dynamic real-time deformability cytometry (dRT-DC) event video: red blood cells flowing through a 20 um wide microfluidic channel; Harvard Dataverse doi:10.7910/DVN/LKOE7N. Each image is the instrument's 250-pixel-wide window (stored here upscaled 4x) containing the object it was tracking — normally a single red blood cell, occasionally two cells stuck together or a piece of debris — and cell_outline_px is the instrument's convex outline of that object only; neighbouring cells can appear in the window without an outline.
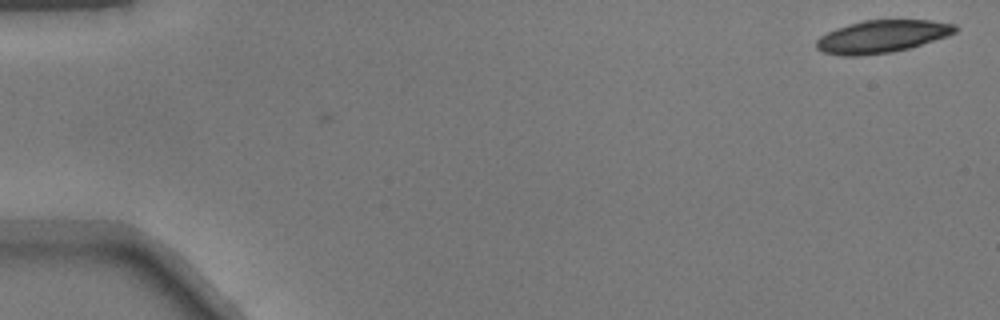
{"species": "common noctule bat (a hibernating species)", "species_latin": "Nyctalus noctula", "temperature_condition": "warm", "stored_images_in_passage": 2, "camera_frame_rate_fps": 3000, "um_per_image_px": 0.085, "animal": {"sex": "male", "body_mass_g": 17.9}, "frame": {"image": 1, "passage_image": 2, "time_ms": 0.333, "image_size_px": [1000, 320], "cell_outline_px": [[960, 28], [956, 32], [948, 36], [908, 48], [892, 52], [860, 56], [844, 56], [820, 52], [816, 48], [816, 40], [820, 36], [836, 28], [864, 20], [928, 20], [956, 24]], "centroid_in_image_um": [74.96, 3.1], "position_along_channel_um": 10.0, "area_um2": 26.41}}